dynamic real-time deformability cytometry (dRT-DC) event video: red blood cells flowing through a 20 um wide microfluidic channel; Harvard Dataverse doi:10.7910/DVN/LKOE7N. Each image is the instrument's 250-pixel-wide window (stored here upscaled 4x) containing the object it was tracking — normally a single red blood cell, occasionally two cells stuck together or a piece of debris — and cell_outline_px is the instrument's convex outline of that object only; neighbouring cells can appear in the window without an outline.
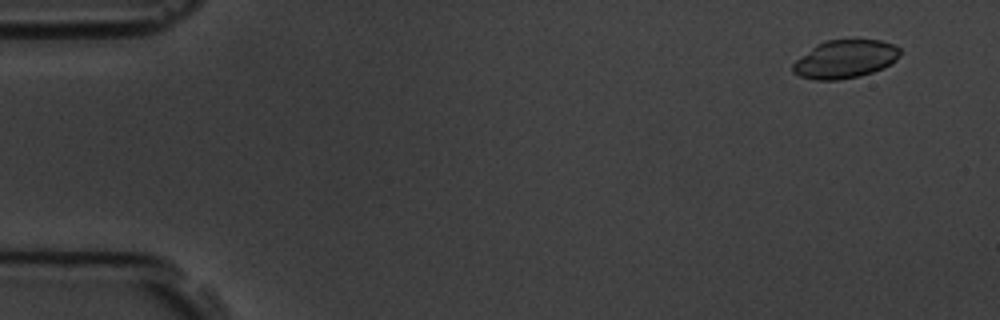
{"species": "common noctule bat (a hibernating species)", "species_latin": "Nyctalus noctula", "temperature_condition": "room temperature", "stored_images_in_passage": 5, "camera_frame_rate_fps": 3000, "um_per_image_px": 0.085, "animal": {"sex": "male", "body_mass_g": 19.5, "forearm_length_mm": 54.6}, "frame": {"image": 1, "passage_image": 2, "time_ms": 1.0, "image_size_px": [1000, 320], "cell_outline_px": [[900, 52], [896, 60], [892, 64], [872, 72], [860, 76], [836, 80], [816, 80], [800, 76], [792, 72], [792, 64], [796, 60], [816, 44], [824, 40], [880, 40], [892, 44], [900, 48]], "centroid_in_image_um": [71.81, 5.03], "position_along_channel_um": 13.2, "area_um2": 23.81}}